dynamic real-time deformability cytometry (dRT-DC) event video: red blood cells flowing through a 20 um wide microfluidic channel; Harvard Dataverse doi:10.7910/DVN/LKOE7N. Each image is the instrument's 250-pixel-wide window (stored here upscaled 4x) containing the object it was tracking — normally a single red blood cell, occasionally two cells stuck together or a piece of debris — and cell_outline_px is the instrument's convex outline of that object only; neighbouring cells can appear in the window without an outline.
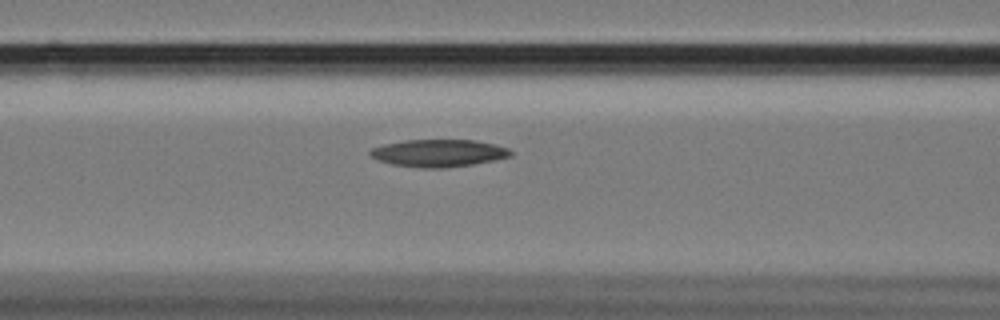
{"species": "Egyptian fruit bat (a non-hibernating species)", "species_latin": "Rousettus aegyptiacus", "temperature_condition": "cold", "stored_images_in_passage": 59, "camera_frame_rate_fps": 3000, "um_per_image_px": 0.085, "animal": {"sex": "female"}, "frame": {"image": 1, "passage_image": 25, "time_ms": 8.0, "image_size_px": [1000, 320], "cell_outline_px": [[512, 156], [472, 164], [444, 168], [424, 168], [392, 164], [376, 160], [368, 152], [372, 148], [384, 144], [404, 140], [476, 140], [508, 148], [512, 152]], "centroid_in_image_um": [37.25, 13.01], "position_along_channel_um": 129.3, "area_um2": 22.25}}
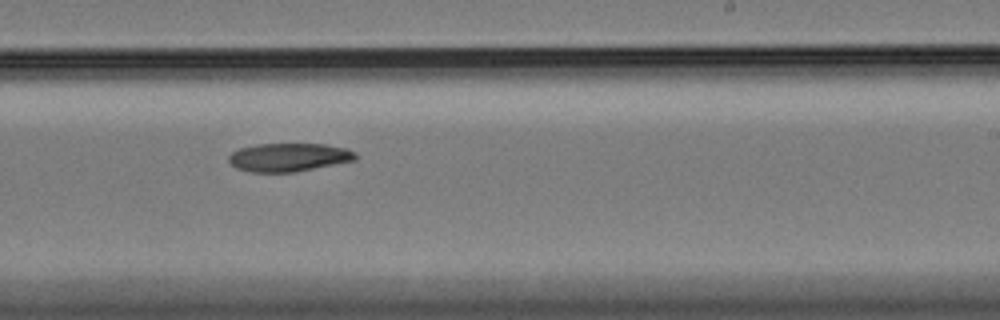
{"frame": {"image": 2, "passage_image": 37, "time_ms": 12.0, "image_size_px": [1000, 320], "cell_outline_px": [[356, 160], [296, 172], [252, 172], [236, 168], [228, 160], [228, 156], [232, 152], [240, 148], [256, 144], [324, 144], [348, 148], [356, 152]], "centroid_in_image_um": [24.56, 13.37], "position_along_channel_um": 264.4, "area_um2": 21.04}}
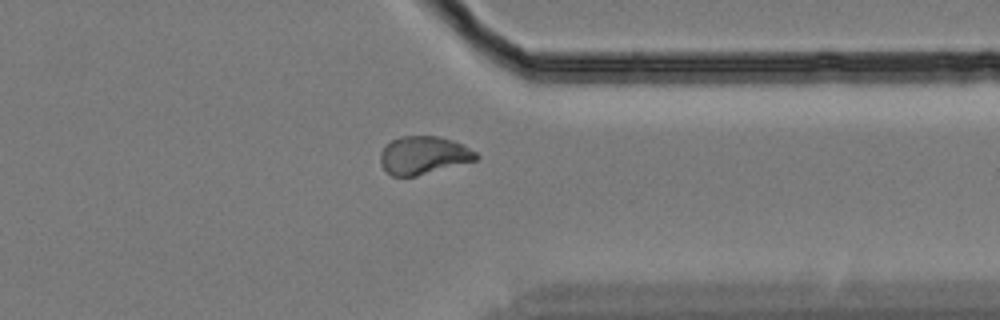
{"frame": {"image": 3, "passage_image": 47, "time_ms": 15.333, "image_size_px": [1000, 320], "cell_outline_px": [[480, 156], [476, 160], [416, 176], [392, 176], [380, 164], [380, 152], [392, 140], [400, 136], [436, 136], [452, 140], [464, 144], [476, 152]], "centroid_in_image_um": [36.01, 13.19], "position_along_channel_um": 375.4, "area_um2": 21.1}}